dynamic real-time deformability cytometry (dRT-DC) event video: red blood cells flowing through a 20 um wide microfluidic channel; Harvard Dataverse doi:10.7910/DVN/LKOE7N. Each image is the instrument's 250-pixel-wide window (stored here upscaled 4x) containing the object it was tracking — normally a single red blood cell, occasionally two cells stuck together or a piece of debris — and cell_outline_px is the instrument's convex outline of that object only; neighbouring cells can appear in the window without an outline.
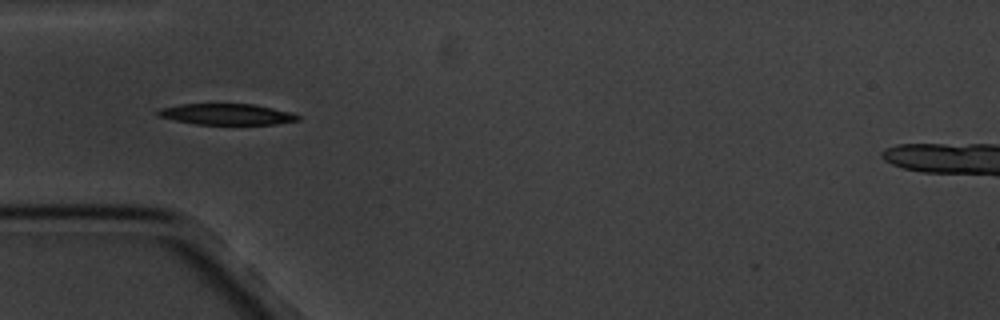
{"species": "common noctule bat (a hibernating species)", "species_latin": "Nyctalus noctula", "temperature_condition": "cold", "stored_images_in_passage": 5, "camera_frame_rate_fps": 3000, "um_per_image_px": 0.085, "animal": {"sex": "male", "body_mass_g": 20.1, "forearm_length_mm": 53.5}, "frame": {"image": 1, "passage_image": 5, "time_ms": 4.667, "image_size_px": [1000, 320], "cell_outline_px": [[300, 120], [276, 124], [196, 124], [176, 120], [160, 116], [156, 112], [160, 108], [180, 104], [252, 104], [292, 112], [300, 116]], "centroid_in_image_um": [19.31, 9.71], "position_along_channel_um": 65.7, "area_um2": 16.99}}